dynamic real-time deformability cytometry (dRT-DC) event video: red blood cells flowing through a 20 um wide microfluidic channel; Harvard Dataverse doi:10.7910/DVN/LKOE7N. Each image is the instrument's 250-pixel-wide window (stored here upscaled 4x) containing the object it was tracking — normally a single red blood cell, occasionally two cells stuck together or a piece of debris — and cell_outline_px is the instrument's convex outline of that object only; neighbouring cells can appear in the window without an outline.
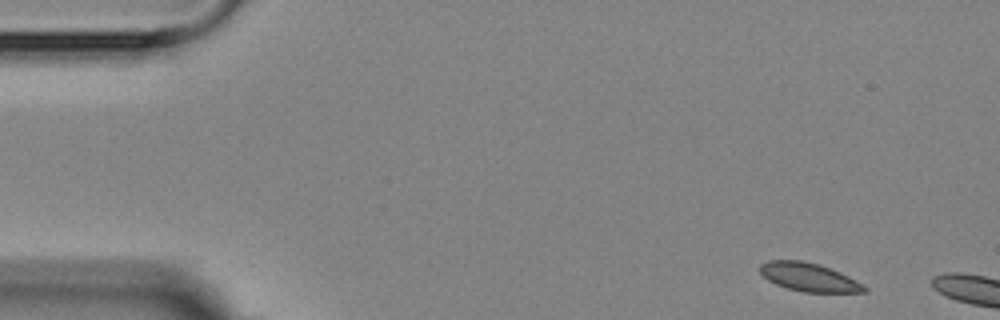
{"species": "Egyptian fruit bat (a non-hibernating species)", "species_latin": "Rousettus aegyptiacus", "temperature_condition": "room temperature", "stored_images_in_passage": 4, "camera_frame_rate_fps": 3000, "um_per_image_px": 0.085, "animal": {"sex": "female"}, "frame": {"image": 1, "passage_image": 1, "time_ms": 0.0, "image_size_px": [1000, 320], "cell_outline_px": [[868, 292], [804, 292], [788, 288], [776, 284], [768, 280], [760, 272], [760, 264], [768, 260], [800, 260], [820, 264], [840, 272], [864, 284], [868, 288]], "centroid_in_image_um": [68.78, 23.55], "position_along_channel_um": 16.2, "area_um2": 17.28}}